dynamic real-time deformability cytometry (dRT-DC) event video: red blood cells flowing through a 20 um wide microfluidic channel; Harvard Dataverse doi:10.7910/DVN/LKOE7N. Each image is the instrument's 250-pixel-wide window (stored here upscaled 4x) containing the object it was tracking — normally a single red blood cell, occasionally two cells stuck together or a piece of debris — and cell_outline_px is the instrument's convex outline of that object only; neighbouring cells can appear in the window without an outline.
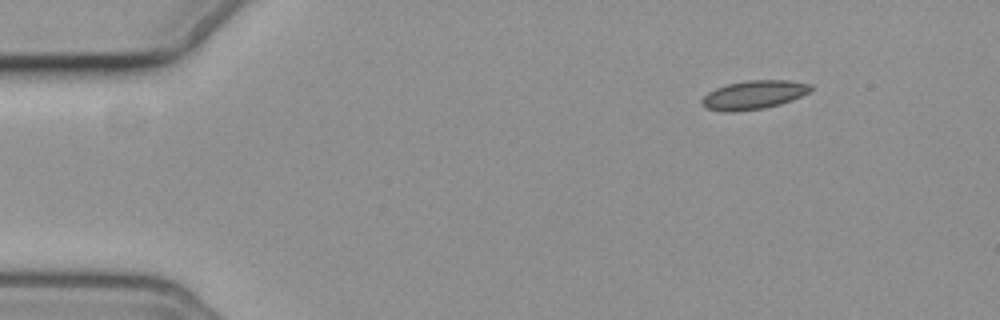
{"species": "common noctule bat (a hibernating species)", "species_latin": "Nyctalus noctula", "temperature_condition": "cold", "stored_images_in_passage": 4, "camera_frame_rate_fps": 3000, "um_per_image_px": 0.085, "animal": {"sex": "female", "body_mass_g": 19.3, "forearm_length_mm": 54.1}, "frame": {"image": 1, "passage_image": 1, "time_ms": 0.0, "image_size_px": [1000, 320], "cell_outline_px": [[812, 88], [808, 92], [792, 100], [780, 104], [764, 108], [732, 112], [728, 112], [708, 108], [700, 104], [700, 100], [708, 92], [716, 88], [728, 84], [748, 80], [788, 80], [812, 84]], "centroid_in_image_um": [64.06, 8.06], "position_along_channel_um": 20.9, "area_um2": 18.09}}
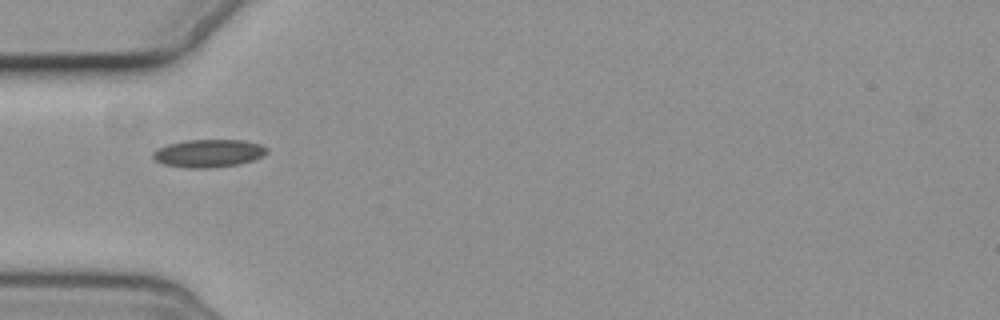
{"frame": {"image": 2, "passage_image": 4, "time_ms": 3.667, "image_size_px": [1000, 320], "cell_outline_px": [[268, 152], [264, 156], [252, 160], [236, 164], [216, 168], [184, 168], [164, 164], [156, 160], [152, 156], [152, 152], [168, 144], [184, 140], [244, 140], [260, 144], [268, 148]], "centroid_in_image_um": [17.75, 13.03], "position_along_channel_um": 67.3, "area_um2": 18.55}}